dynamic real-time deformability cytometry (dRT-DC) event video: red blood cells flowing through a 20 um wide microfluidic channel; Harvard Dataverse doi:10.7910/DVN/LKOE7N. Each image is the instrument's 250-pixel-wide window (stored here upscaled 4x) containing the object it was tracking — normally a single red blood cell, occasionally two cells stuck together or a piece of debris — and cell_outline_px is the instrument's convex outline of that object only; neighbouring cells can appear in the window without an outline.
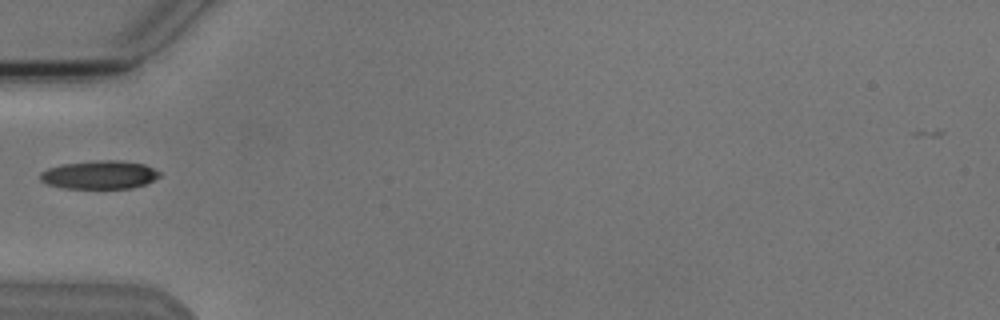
{"species": "Egyptian fruit bat (a non-hibernating species)", "species_latin": "Rousettus aegyptiacus", "temperature_condition": "cold", "stored_images_in_passage": 3, "camera_frame_rate_fps": 3000, "um_per_image_px": 0.085, "animal": {"sex": "male"}, "frame": {"image": 1, "passage_image": 3, "time_ms": 3.0, "image_size_px": [1000, 320], "cell_outline_px": [[160, 176], [144, 184], [132, 188], [64, 188], [48, 184], [40, 180], [40, 172], [48, 168], [60, 164], [100, 160], [120, 160], [144, 164], [160, 172]], "centroid_in_image_um": [8.43, 14.85], "position_along_channel_um": 76.6, "area_um2": 19.65}}